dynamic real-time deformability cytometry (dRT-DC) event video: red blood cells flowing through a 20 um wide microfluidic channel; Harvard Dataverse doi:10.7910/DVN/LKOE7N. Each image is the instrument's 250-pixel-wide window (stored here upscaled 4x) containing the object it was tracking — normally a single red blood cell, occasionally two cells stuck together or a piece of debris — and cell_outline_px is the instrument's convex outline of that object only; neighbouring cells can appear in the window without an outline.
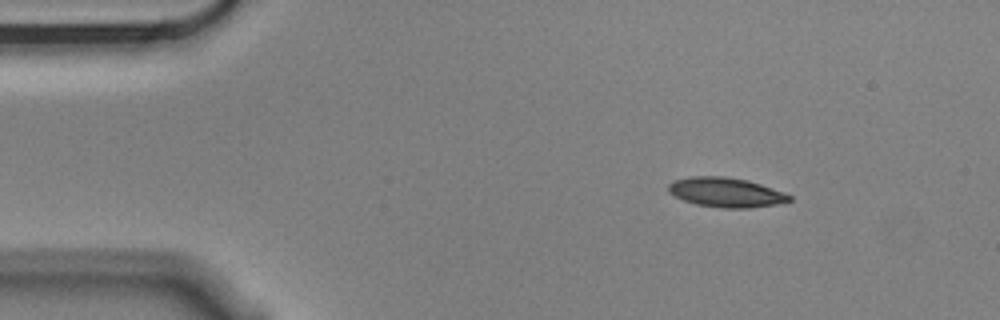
{"species": "Egyptian fruit bat (a non-hibernating species)", "species_latin": "Rousettus aegyptiacus", "temperature_condition": "cold", "stored_images_in_passage": 4, "camera_frame_rate_fps": 3000, "um_per_image_px": 0.085, "animal": {"sex": "male"}, "frame": {"image": 1, "passage_image": 1, "time_ms": 0.0, "image_size_px": [1000, 320], "cell_outline_px": [[792, 200], [776, 204], [748, 208], [720, 208], [696, 204], [684, 200], [668, 192], [668, 184], [672, 180], [692, 176], [724, 176], [748, 180], [784, 192], [792, 196]], "centroid_in_image_um": [61.69, 16.34], "position_along_channel_um": 23.3, "area_um2": 20.87}}
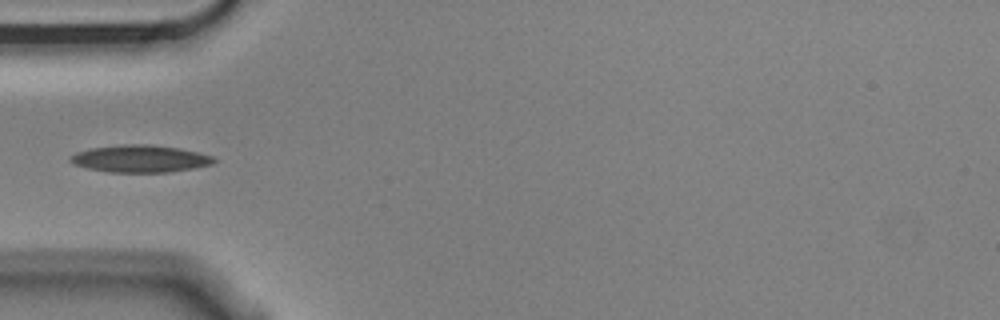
{"frame": {"image": 2, "passage_image": 4, "time_ms": 1.0, "image_size_px": [1000, 320], "cell_outline_px": [[216, 160], [212, 164], [172, 172], [108, 172], [88, 168], [72, 164], [68, 160], [76, 152], [92, 148], [124, 144], [148, 144], [180, 148], [212, 156]], "centroid_in_image_um": [11.89, 13.49], "position_along_channel_um": 73.1, "area_um2": 22.66}}